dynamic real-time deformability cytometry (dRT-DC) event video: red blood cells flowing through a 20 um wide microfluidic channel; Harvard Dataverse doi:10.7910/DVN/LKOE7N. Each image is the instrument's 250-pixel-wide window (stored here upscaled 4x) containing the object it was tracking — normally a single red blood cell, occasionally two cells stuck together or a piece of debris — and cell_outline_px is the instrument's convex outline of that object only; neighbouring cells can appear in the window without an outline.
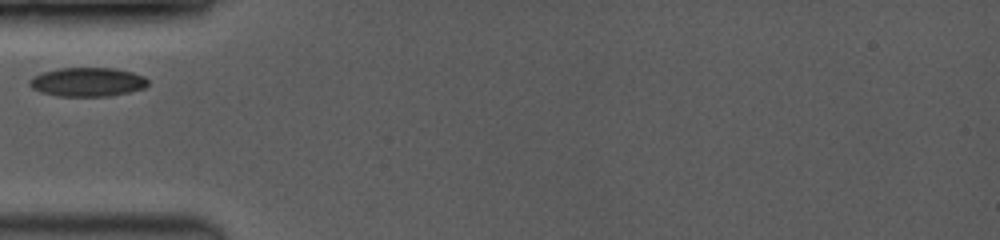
{"species": "common noctule bat (a hibernating species)", "species_latin": "Nyctalus noctula", "temperature_condition": "room temperature", "stored_images_in_passage": 17, "camera_frame_rate_fps": 3500, "um_per_image_px": 0.085, "animal": {"sex": "female", "body_mass_g": 19.0, "forearm_length_mm": 53.3}, "frame": {"image": 1, "passage_image": 1, "time_ms": 0.0, "image_size_px": [1000, 240], "cell_outline_px": [[148, 84], [144, 88], [128, 92], [108, 96], [56, 96], [40, 92], [32, 88], [28, 84], [28, 80], [32, 76], [40, 72], [60, 68], [116, 68], [132, 72], [144, 76], [148, 80]], "centroid_in_image_um": [7.39, 6.96], "position_along_channel_um": 77.6, "area_um2": 20.17}}
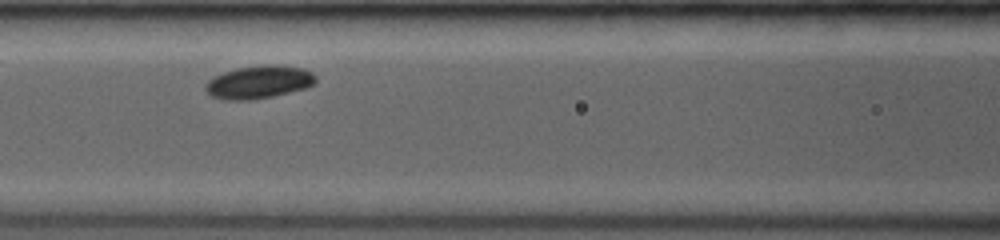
{"frame": {"image": 2, "passage_image": 8, "time_ms": 1.714, "image_size_px": [1000, 240], "cell_outline_px": [[316, 80], [312, 84], [304, 88], [272, 96], [252, 100], [224, 100], [212, 96], [204, 88], [204, 84], [212, 76], [236, 68], [264, 64], [276, 64], [304, 68], [312, 72], [316, 76]], "centroid_in_image_um": [21.97, 6.96], "position_along_channel_um": 144.6, "area_um2": 21.27}}